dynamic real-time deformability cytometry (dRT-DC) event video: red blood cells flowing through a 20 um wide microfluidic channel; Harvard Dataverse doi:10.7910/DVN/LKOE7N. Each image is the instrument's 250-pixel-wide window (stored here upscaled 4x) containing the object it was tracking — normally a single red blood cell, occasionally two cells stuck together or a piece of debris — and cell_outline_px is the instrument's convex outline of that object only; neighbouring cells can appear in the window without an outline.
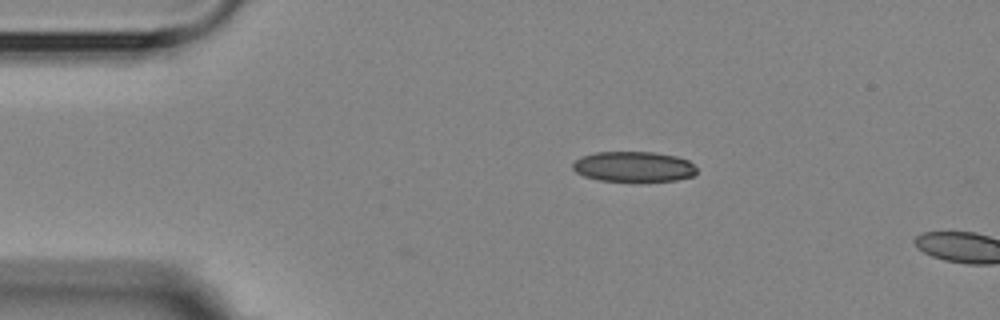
{"species": "Egyptian fruit bat (a non-hibernating species)", "species_latin": "Rousettus aegyptiacus", "temperature_condition": "room temperature", "stored_images_in_passage": 3, "camera_frame_rate_fps": 3000, "um_per_image_px": 0.085, "animal": {"sex": "female"}, "frame": {"image": 1, "passage_image": 2, "time_ms": 1.333, "image_size_px": [1000, 320], "cell_outline_px": [[696, 172], [692, 176], [676, 180], [640, 184], [600, 180], [584, 176], [576, 172], [572, 168], [572, 164], [580, 156], [596, 152], [652, 152], [676, 156], [688, 160], [696, 168]], "centroid_in_image_um": [53.85, 14.21], "position_along_channel_um": 31.1, "area_um2": 22.66}}